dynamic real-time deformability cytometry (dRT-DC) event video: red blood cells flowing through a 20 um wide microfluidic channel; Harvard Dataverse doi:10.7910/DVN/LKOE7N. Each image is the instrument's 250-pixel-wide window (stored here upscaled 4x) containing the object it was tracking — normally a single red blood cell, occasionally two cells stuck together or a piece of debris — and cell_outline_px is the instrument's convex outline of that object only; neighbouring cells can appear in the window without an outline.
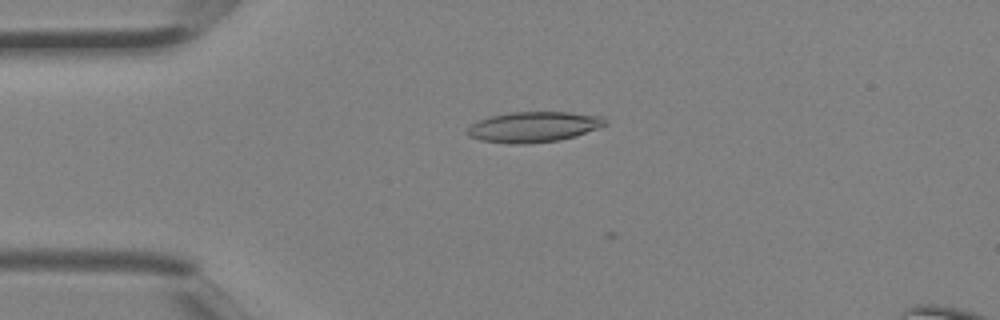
{"species": "Egyptian fruit bat (a non-hibernating species)", "species_latin": "Rousettus aegyptiacus", "temperature_condition": "room temperature", "stored_images_in_passage": 3, "camera_frame_rate_fps": 3000, "um_per_image_px": 0.085, "animal": {"sex": "female"}, "frame": {"image": 1, "passage_image": 3, "time_ms": 0.667, "image_size_px": [1000, 320], "cell_outline_px": [[608, 124], [600, 128], [576, 136], [560, 140], [524, 144], [512, 144], [480, 140], [468, 136], [464, 132], [476, 120], [492, 116], [512, 112], [568, 112], [604, 116], [608, 120]], "centroid_in_image_um": [45.39, 10.79], "position_along_channel_um": 39.6, "area_um2": 24.8}}